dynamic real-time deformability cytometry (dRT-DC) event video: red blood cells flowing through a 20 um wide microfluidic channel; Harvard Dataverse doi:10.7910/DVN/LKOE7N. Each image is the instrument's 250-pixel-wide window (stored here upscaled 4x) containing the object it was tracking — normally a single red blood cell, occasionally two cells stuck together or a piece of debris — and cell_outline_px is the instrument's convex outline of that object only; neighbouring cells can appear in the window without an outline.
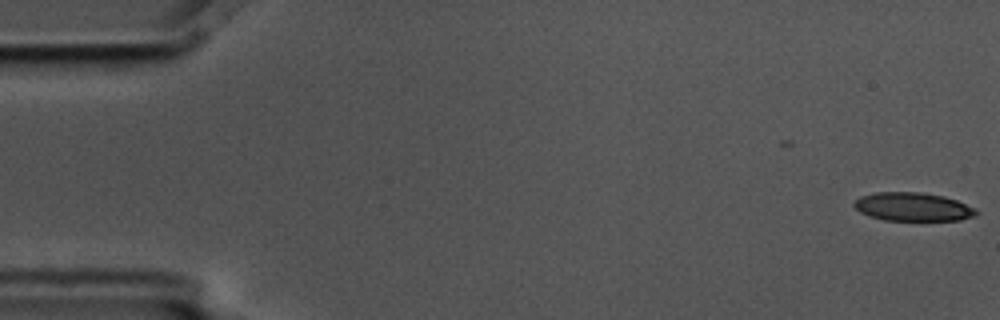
{"species": "common noctule bat (a hibernating species)", "species_latin": "Nyctalus noctula", "temperature_condition": "cold", "stored_images_in_passage": 2, "camera_frame_rate_fps": 3000, "um_per_image_px": 0.085, "animal": {"sex": "male", "body_mass_g": 17.5, "forearm_length_mm": 52.3}, "frame": {"image": 1, "passage_image": 2, "time_ms": 0.333, "image_size_px": [1000, 320], "cell_outline_px": [[980, 212], [976, 216], [960, 220], [884, 220], [868, 216], [860, 212], [852, 204], [860, 196], [876, 192], [920, 192], [944, 196], [956, 200], [976, 208]], "centroid_in_image_um": [77.61, 17.58], "position_along_channel_um": 7.4, "area_um2": 20.4}}